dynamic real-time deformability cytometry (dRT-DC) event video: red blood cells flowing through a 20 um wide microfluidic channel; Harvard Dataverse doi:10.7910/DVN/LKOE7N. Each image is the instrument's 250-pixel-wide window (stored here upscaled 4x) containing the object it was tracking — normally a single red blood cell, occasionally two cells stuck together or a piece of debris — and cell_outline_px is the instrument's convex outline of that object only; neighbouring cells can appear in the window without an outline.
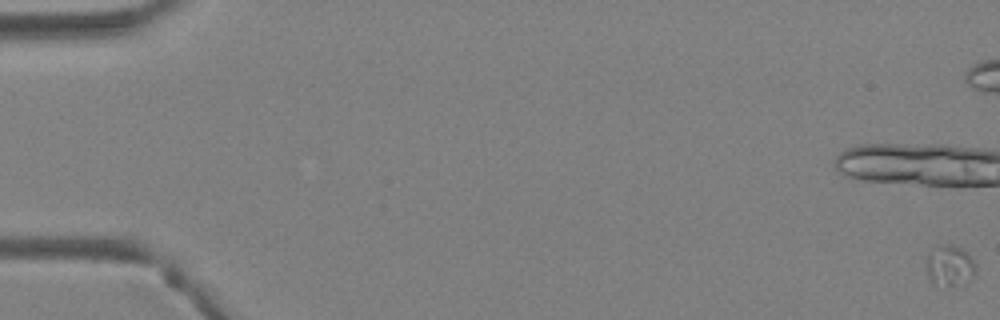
{"species": "Egyptian fruit bat (a non-hibernating species)", "species_latin": "Rousettus aegyptiacus", "temperature_condition": "warm", "stored_images_in_passage": 32, "camera_frame_rate_fps": 3000, "um_per_image_px": 0.085, "animal": {"sex": "female"}, "frame": {"image": 1, "passage_image": 1, "time_ms": 0.0, "image_size_px": [1000, 320], "cell_outline_px": [[976, 272], [972, 280], [964, 284], [948, 284], [932, 280], [928, 276], [928, 256], [940, 244], [952, 244], [968, 252], [976, 264]], "centroid_in_image_um": [80.84, 22.54], "position_along_channel_um": 4.2, "area_um2": 11.33}}